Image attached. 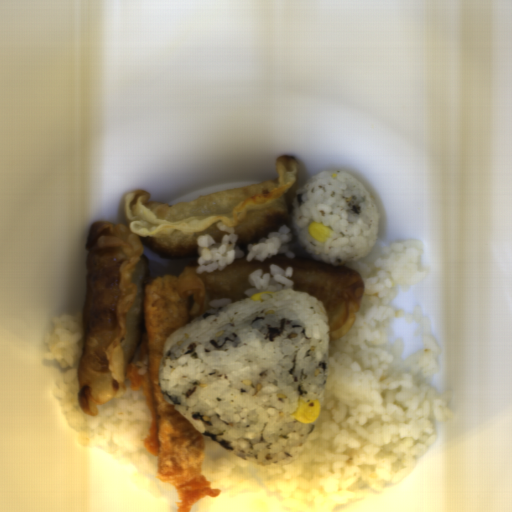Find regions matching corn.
I'll return each instance as SVG.
<instances>
[{
	"instance_id": "corn-1",
	"label": "corn",
	"mask_w": 512,
	"mask_h": 512,
	"mask_svg": "<svg viewBox=\"0 0 512 512\" xmlns=\"http://www.w3.org/2000/svg\"><path fill=\"white\" fill-rule=\"evenodd\" d=\"M322 404L317 398L310 402L301 399L297 401V408L292 414L293 417L303 424L314 423L320 416Z\"/></svg>"
},
{
	"instance_id": "corn-3",
	"label": "corn",
	"mask_w": 512,
	"mask_h": 512,
	"mask_svg": "<svg viewBox=\"0 0 512 512\" xmlns=\"http://www.w3.org/2000/svg\"><path fill=\"white\" fill-rule=\"evenodd\" d=\"M275 292L276 291H262V292L253 294L252 296H250V299H252L253 301H262L263 302L264 301L262 298L263 295H272Z\"/></svg>"
},
{
	"instance_id": "corn-2",
	"label": "corn",
	"mask_w": 512,
	"mask_h": 512,
	"mask_svg": "<svg viewBox=\"0 0 512 512\" xmlns=\"http://www.w3.org/2000/svg\"><path fill=\"white\" fill-rule=\"evenodd\" d=\"M308 235L318 242H326L331 237V228L321 224L317 221H313L307 225Z\"/></svg>"
}]
</instances>
